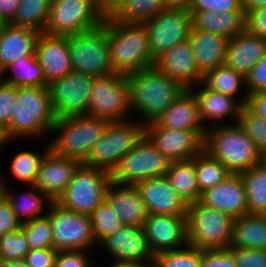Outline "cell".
<instances>
[{
	"label": "cell",
	"mask_w": 266,
	"mask_h": 267,
	"mask_svg": "<svg viewBox=\"0 0 266 267\" xmlns=\"http://www.w3.org/2000/svg\"><path fill=\"white\" fill-rule=\"evenodd\" d=\"M129 108L143 117L144 125L165 112L185 88L155 65L127 75Z\"/></svg>",
	"instance_id": "1"
},
{
	"label": "cell",
	"mask_w": 266,
	"mask_h": 267,
	"mask_svg": "<svg viewBox=\"0 0 266 267\" xmlns=\"http://www.w3.org/2000/svg\"><path fill=\"white\" fill-rule=\"evenodd\" d=\"M110 64L114 73L129 75L155 65L149 53L145 24L117 21L106 15Z\"/></svg>",
	"instance_id": "2"
},
{
	"label": "cell",
	"mask_w": 266,
	"mask_h": 267,
	"mask_svg": "<svg viewBox=\"0 0 266 267\" xmlns=\"http://www.w3.org/2000/svg\"><path fill=\"white\" fill-rule=\"evenodd\" d=\"M207 127L203 150L219 160L232 174L261 163V151L238 123Z\"/></svg>",
	"instance_id": "3"
},
{
	"label": "cell",
	"mask_w": 266,
	"mask_h": 267,
	"mask_svg": "<svg viewBox=\"0 0 266 267\" xmlns=\"http://www.w3.org/2000/svg\"><path fill=\"white\" fill-rule=\"evenodd\" d=\"M56 117L47 87H17V102L7 127V141L17 137H40L51 133Z\"/></svg>",
	"instance_id": "4"
},
{
	"label": "cell",
	"mask_w": 266,
	"mask_h": 267,
	"mask_svg": "<svg viewBox=\"0 0 266 267\" xmlns=\"http://www.w3.org/2000/svg\"><path fill=\"white\" fill-rule=\"evenodd\" d=\"M108 123L86 115L58 118L50 133L55 135L49 143L50 150L56 155L83 163Z\"/></svg>",
	"instance_id": "5"
},
{
	"label": "cell",
	"mask_w": 266,
	"mask_h": 267,
	"mask_svg": "<svg viewBox=\"0 0 266 267\" xmlns=\"http://www.w3.org/2000/svg\"><path fill=\"white\" fill-rule=\"evenodd\" d=\"M235 218L206 206L200 200L188 204L187 245L200 250L229 248Z\"/></svg>",
	"instance_id": "6"
},
{
	"label": "cell",
	"mask_w": 266,
	"mask_h": 267,
	"mask_svg": "<svg viewBox=\"0 0 266 267\" xmlns=\"http://www.w3.org/2000/svg\"><path fill=\"white\" fill-rule=\"evenodd\" d=\"M144 134L145 125L142 121L129 119L109 122L102 137L94 144L82 164L112 174L123 156L136 145Z\"/></svg>",
	"instance_id": "7"
},
{
	"label": "cell",
	"mask_w": 266,
	"mask_h": 267,
	"mask_svg": "<svg viewBox=\"0 0 266 267\" xmlns=\"http://www.w3.org/2000/svg\"><path fill=\"white\" fill-rule=\"evenodd\" d=\"M101 0H52L45 34L68 36L99 27L106 17Z\"/></svg>",
	"instance_id": "8"
},
{
	"label": "cell",
	"mask_w": 266,
	"mask_h": 267,
	"mask_svg": "<svg viewBox=\"0 0 266 267\" xmlns=\"http://www.w3.org/2000/svg\"><path fill=\"white\" fill-rule=\"evenodd\" d=\"M72 71L93 78L113 73L110 64L108 26L103 23L97 28L67 36Z\"/></svg>",
	"instance_id": "9"
},
{
	"label": "cell",
	"mask_w": 266,
	"mask_h": 267,
	"mask_svg": "<svg viewBox=\"0 0 266 267\" xmlns=\"http://www.w3.org/2000/svg\"><path fill=\"white\" fill-rule=\"evenodd\" d=\"M111 181L110 173L81 163L56 202L64 208L89 216L105 200Z\"/></svg>",
	"instance_id": "10"
},
{
	"label": "cell",
	"mask_w": 266,
	"mask_h": 267,
	"mask_svg": "<svg viewBox=\"0 0 266 267\" xmlns=\"http://www.w3.org/2000/svg\"><path fill=\"white\" fill-rule=\"evenodd\" d=\"M170 160L144 134L112 172V182L135 186L146 179L166 176Z\"/></svg>",
	"instance_id": "11"
},
{
	"label": "cell",
	"mask_w": 266,
	"mask_h": 267,
	"mask_svg": "<svg viewBox=\"0 0 266 267\" xmlns=\"http://www.w3.org/2000/svg\"><path fill=\"white\" fill-rule=\"evenodd\" d=\"M129 114V84L127 76L113 72L94 78L89 110L86 116L103 119L108 122H119L128 120Z\"/></svg>",
	"instance_id": "12"
},
{
	"label": "cell",
	"mask_w": 266,
	"mask_h": 267,
	"mask_svg": "<svg viewBox=\"0 0 266 267\" xmlns=\"http://www.w3.org/2000/svg\"><path fill=\"white\" fill-rule=\"evenodd\" d=\"M47 215L51 221L53 248L57 251H89L98 245L88 215L64 208L56 201L47 206Z\"/></svg>",
	"instance_id": "13"
},
{
	"label": "cell",
	"mask_w": 266,
	"mask_h": 267,
	"mask_svg": "<svg viewBox=\"0 0 266 267\" xmlns=\"http://www.w3.org/2000/svg\"><path fill=\"white\" fill-rule=\"evenodd\" d=\"M144 24L154 62L174 45L187 41L193 26L192 15L184 8H165Z\"/></svg>",
	"instance_id": "14"
},
{
	"label": "cell",
	"mask_w": 266,
	"mask_h": 267,
	"mask_svg": "<svg viewBox=\"0 0 266 267\" xmlns=\"http://www.w3.org/2000/svg\"><path fill=\"white\" fill-rule=\"evenodd\" d=\"M94 78L71 71L47 85L50 104L56 119L87 115Z\"/></svg>",
	"instance_id": "15"
},
{
	"label": "cell",
	"mask_w": 266,
	"mask_h": 267,
	"mask_svg": "<svg viewBox=\"0 0 266 267\" xmlns=\"http://www.w3.org/2000/svg\"><path fill=\"white\" fill-rule=\"evenodd\" d=\"M145 135L170 161L197 156L204 145V137L193 130L159 127L154 121L145 124Z\"/></svg>",
	"instance_id": "16"
},
{
	"label": "cell",
	"mask_w": 266,
	"mask_h": 267,
	"mask_svg": "<svg viewBox=\"0 0 266 267\" xmlns=\"http://www.w3.org/2000/svg\"><path fill=\"white\" fill-rule=\"evenodd\" d=\"M143 229L154 255L187 245V215H148Z\"/></svg>",
	"instance_id": "17"
},
{
	"label": "cell",
	"mask_w": 266,
	"mask_h": 267,
	"mask_svg": "<svg viewBox=\"0 0 266 267\" xmlns=\"http://www.w3.org/2000/svg\"><path fill=\"white\" fill-rule=\"evenodd\" d=\"M99 245L115 257V262H143L153 265L154 254L150 250L143 227L123 225Z\"/></svg>",
	"instance_id": "18"
},
{
	"label": "cell",
	"mask_w": 266,
	"mask_h": 267,
	"mask_svg": "<svg viewBox=\"0 0 266 267\" xmlns=\"http://www.w3.org/2000/svg\"><path fill=\"white\" fill-rule=\"evenodd\" d=\"M135 186L148 215H187L188 204L172 188L166 176L146 179Z\"/></svg>",
	"instance_id": "19"
},
{
	"label": "cell",
	"mask_w": 266,
	"mask_h": 267,
	"mask_svg": "<svg viewBox=\"0 0 266 267\" xmlns=\"http://www.w3.org/2000/svg\"><path fill=\"white\" fill-rule=\"evenodd\" d=\"M35 56L47 84L62 79L72 71L67 36H54L42 32L36 43Z\"/></svg>",
	"instance_id": "20"
},
{
	"label": "cell",
	"mask_w": 266,
	"mask_h": 267,
	"mask_svg": "<svg viewBox=\"0 0 266 267\" xmlns=\"http://www.w3.org/2000/svg\"><path fill=\"white\" fill-rule=\"evenodd\" d=\"M155 66L185 89H191L203 80L189 39L167 50L155 61Z\"/></svg>",
	"instance_id": "21"
},
{
	"label": "cell",
	"mask_w": 266,
	"mask_h": 267,
	"mask_svg": "<svg viewBox=\"0 0 266 267\" xmlns=\"http://www.w3.org/2000/svg\"><path fill=\"white\" fill-rule=\"evenodd\" d=\"M80 164L76 159L62 157L49 150L41 161L34 186L56 201Z\"/></svg>",
	"instance_id": "22"
},
{
	"label": "cell",
	"mask_w": 266,
	"mask_h": 267,
	"mask_svg": "<svg viewBox=\"0 0 266 267\" xmlns=\"http://www.w3.org/2000/svg\"><path fill=\"white\" fill-rule=\"evenodd\" d=\"M200 201L233 218L248 214L246 190L240 174H231L221 183L205 190Z\"/></svg>",
	"instance_id": "23"
},
{
	"label": "cell",
	"mask_w": 266,
	"mask_h": 267,
	"mask_svg": "<svg viewBox=\"0 0 266 267\" xmlns=\"http://www.w3.org/2000/svg\"><path fill=\"white\" fill-rule=\"evenodd\" d=\"M266 54V40L246 29L228 40L225 63L245 78Z\"/></svg>",
	"instance_id": "24"
},
{
	"label": "cell",
	"mask_w": 266,
	"mask_h": 267,
	"mask_svg": "<svg viewBox=\"0 0 266 267\" xmlns=\"http://www.w3.org/2000/svg\"><path fill=\"white\" fill-rule=\"evenodd\" d=\"M105 200L115 209L123 225L143 227L148 213L136 186L119 185L111 181Z\"/></svg>",
	"instance_id": "25"
},
{
	"label": "cell",
	"mask_w": 266,
	"mask_h": 267,
	"mask_svg": "<svg viewBox=\"0 0 266 267\" xmlns=\"http://www.w3.org/2000/svg\"><path fill=\"white\" fill-rule=\"evenodd\" d=\"M154 122L159 127L198 131L203 137L207 131L200 119L195 95L189 89H185Z\"/></svg>",
	"instance_id": "26"
},
{
	"label": "cell",
	"mask_w": 266,
	"mask_h": 267,
	"mask_svg": "<svg viewBox=\"0 0 266 267\" xmlns=\"http://www.w3.org/2000/svg\"><path fill=\"white\" fill-rule=\"evenodd\" d=\"M40 34L34 29L5 24L0 30V71L20 57L35 55Z\"/></svg>",
	"instance_id": "27"
},
{
	"label": "cell",
	"mask_w": 266,
	"mask_h": 267,
	"mask_svg": "<svg viewBox=\"0 0 266 267\" xmlns=\"http://www.w3.org/2000/svg\"><path fill=\"white\" fill-rule=\"evenodd\" d=\"M199 84L189 90L195 95L200 119L204 126L207 127L205 125L206 120H210V123L211 121H216V123L221 121L217 124H225L224 121H226V118L229 119V117H235L234 124L237 123L242 105L233 97L215 92L207 88L202 82ZM196 87H199V89L195 90Z\"/></svg>",
	"instance_id": "28"
},
{
	"label": "cell",
	"mask_w": 266,
	"mask_h": 267,
	"mask_svg": "<svg viewBox=\"0 0 266 267\" xmlns=\"http://www.w3.org/2000/svg\"><path fill=\"white\" fill-rule=\"evenodd\" d=\"M228 40L222 35L195 29L192 26L189 41L197 68L203 76L225 63Z\"/></svg>",
	"instance_id": "29"
},
{
	"label": "cell",
	"mask_w": 266,
	"mask_h": 267,
	"mask_svg": "<svg viewBox=\"0 0 266 267\" xmlns=\"http://www.w3.org/2000/svg\"><path fill=\"white\" fill-rule=\"evenodd\" d=\"M195 29L219 34L227 39L245 30L244 12L189 11Z\"/></svg>",
	"instance_id": "30"
},
{
	"label": "cell",
	"mask_w": 266,
	"mask_h": 267,
	"mask_svg": "<svg viewBox=\"0 0 266 267\" xmlns=\"http://www.w3.org/2000/svg\"><path fill=\"white\" fill-rule=\"evenodd\" d=\"M231 246L266 250V215L246 214L235 218Z\"/></svg>",
	"instance_id": "31"
},
{
	"label": "cell",
	"mask_w": 266,
	"mask_h": 267,
	"mask_svg": "<svg viewBox=\"0 0 266 267\" xmlns=\"http://www.w3.org/2000/svg\"><path fill=\"white\" fill-rule=\"evenodd\" d=\"M166 177L172 188L187 204L200 200L201 193L197 185L195 157L171 161Z\"/></svg>",
	"instance_id": "32"
},
{
	"label": "cell",
	"mask_w": 266,
	"mask_h": 267,
	"mask_svg": "<svg viewBox=\"0 0 266 267\" xmlns=\"http://www.w3.org/2000/svg\"><path fill=\"white\" fill-rule=\"evenodd\" d=\"M4 184L5 198L11 204L12 210L22 224L47 215L44 204L49 206L53 200L38 190L34 185L27 186L31 188L30 191L21 193L18 196L6 187V182ZM43 211H46V213Z\"/></svg>",
	"instance_id": "33"
},
{
	"label": "cell",
	"mask_w": 266,
	"mask_h": 267,
	"mask_svg": "<svg viewBox=\"0 0 266 267\" xmlns=\"http://www.w3.org/2000/svg\"><path fill=\"white\" fill-rule=\"evenodd\" d=\"M202 83L215 92L235 98L242 106L247 102L248 93L246 90H243L242 98L240 100L238 98L241 89L246 88V78L226 64L219 65L207 72L203 76Z\"/></svg>",
	"instance_id": "34"
},
{
	"label": "cell",
	"mask_w": 266,
	"mask_h": 267,
	"mask_svg": "<svg viewBox=\"0 0 266 267\" xmlns=\"http://www.w3.org/2000/svg\"><path fill=\"white\" fill-rule=\"evenodd\" d=\"M12 72L5 80L7 72ZM3 82L15 87H47L42 68L35 55L20 57L2 72Z\"/></svg>",
	"instance_id": "35"
},
{
	"label": "cell",
	"mask_w": 266,
	"mask_h": 267,
	"mask_svg": "<svg viewBox=\"0 0 266 267\" xmlns=\"http://www.w3.org/2000/svg\"><path fill=\"white\" fill-rule=\"evenodd\" d=\"M165 8L164 0H122L109 14L120 22L143 24Z\"/></svg>",
	"instance_id": "36"
},
{
	"label": "cell",
	"mask_w": 266,
	"mask_h": 267,
	"mask_svg": "<svg viewBox=\"0 0 266 267\" xmlns=\"http://www.w3.org/2000/svg\"><path fill=\"white\" fill-rule=\"evenodd\" d=\"M240 176L245 185L248 214L266 215V166L260 163Z\"/></svg>",
	"instance_id": "37"
},
{
	"label": "cell",
	"mask_w": 266,
	"mask_h": 267,
	"mask_svg": "<svg viewBox=\"0 0 266 267\" xmlns=\"http://www.w3.org/2000/svg\"><path fill=\"white\" fill-rule=\"evenodd\" d=\"M52 0H21L14 20V26L44 32L47 25Z\"/></svg>",
	"instance_id": "38"
},
{
	"label": "cell",
	"mask_w": 266,
	"mask_h": 267,
	"mask_svg": "<svg viewBox=\"0 0 266 267\" xmlns=\"http://www.w3.org/2000/svg\"><path fill=\"white\" fill-rule=\"evenodd\" d=\"M195 172L200 193L221 183L232 174L219 160L204 150L195 156Z\"/></svg>",
	"instance_id": "39"
},
{
	"label": "cell",
	"mask_w": 266,
	"mask_h": 267,
	"mask_svg": "<svg viewBox=\"0 0 266 267\" xmlns=\"http://www.w3.org/2000/svg\"><path fill=\"white\" fill-rule=\"evenodd\" d=\"M49 150L50 146L48 144L47 147L42 150V153L31 150H22L16 153L9 167L12 176L17 181L26 184V186L34 185L41 161Z\"/></svg>",
	"instance_id": "40"
},
{
	"label": "cell",
	"mask_w": 266,
	"mask_h": 267,
	"mask_svg": "<svg viewBox=\"0 0 266 267\" xmlns=\"http://www.w3.org/2000/svg\"><path fill=\"white\" fill-rule=\"evenodd\" d=\"M89 217L92 224V234L98 246L106 237L123 226L115 209L106 200L100 203Z\"/></svg>",
	"instance_id": "41"
},
{
	"label": "cell",
	"mask_w": 266,
	"mask_h": 267,
	"mask_svg": "<svg viewBox=\"0 0 266 267\" xmlns=\"http://www.w3.org/2000/svg\"><path fill=\"white\" fill-rule=\"evenodd\" d=\"M152 267H201V250L191 245L154 255Z\"/></svg>",
	"instance_id": "42"
},
{
	"label": "cell",
	"mask_w": 266,
	"mask_h": 267,
	"mask_svg": "<svg viewBox=\"0 0 266 267\" xmlns=\"http://www.w3.org/2000/svg\"><path fill=\"white\" fill-rule=\"evenodd\" d=\"M29 250L53 247L51 221L48 215L28 221L21 226Z\"/></svg>",
	"instance_id": "43"
},
{
	"label": "cell",
	"mask_w": 266,
	"mask_h": 267,
	"mask_svg": "<svg viewBox=\"0 0 266 267\" xmlns=\"http://www.w3.org/2000/svg\"><path fill=\"white\" fill-rule=\"evenodd\" d=\"M28 252L27 238L21 229L0 235V260H24Z\"/></svg>",
	"instance_id": "44"
},
{
	"label": "cell",
	"mask_w": 266,
	"mask_h": 267,
	"mask_svg": "<svg viewBox=\"0 0 266 267\" xmlns=\"http://www.w3.org/2000/svg\"><path fill=\"white\" fill-rule=\"evenodd\" d=\"M237 123L263 152L266 149V119L252 113L243 105Z\"/></svg>",
	"instance_id": "45"
},
{
	"label": "cell",
	"mask_w": 266,
	"mask_h": 267,
	"mask_svg": "<svg viewBox=\"0 0 266 267\" xmlns=\"http://www.w3.org/2000/svg\"><path fill=\"white\" fill-rule=\"evenodd\" d=\"M17 102V87L0 82V128L4 130L11 120L15 103Z\"/></svg>",
	"instance_id": "46"
},
{
	"label": "cell",
	"mask_w": 266,
	"mask_h": 267,
	"mask_svg": "<svg viewBox=\"0 0 266 267\" xmlns=\"http://www.w3.org/2000/svg\"><path fill=\"white\" fill-rule=\"evenodd\" d=\"M189 11L244 12L242 0H193Z\"/></svg>",
	"instance_id": "47"
},
{
	"label": "cell",
	"mask_w": 266,
	"mask_h": 267,
	"mask_svg": "<svg viewBox=\"0 0 266 267\" xmlns=\"http://www.w3.org/2000/svg\"><path fill=\"white\" fill-rule=\"evenodd\" d=\"M235 258L237 267H266V250L228 248Z\"/></svg>",
	"instance_id": "48"
},
{
	"label": "cell",
	"mask_w": 266,
	"mask_h": 267,
	"mask_svg": "<svg viewBox=\"0 0 266 267\" xmlns=\"http://www.w3.org/2000/svg\"><path fill=\"white\" fill-rule=\"evenodd\" d=\"M201 267H237L228 249L201 250Z\"/></svg>",
	"instance_id": "49"
},
{
	"label": "cell",
	"mask_w": 266,
	"mask_h": 267,
	"mask_svg": "<svg viewBox=\"0 0 266 267\" xmlns=\"http://www.w3.org/2000/svg\"><path fill=\"white\" fill-rule=\"evenodd\" d=\"M89 251L67 250L58 251L54 267H91L92 259L88 256ZM87 254V255H86ZM93 267V266H92Z\"/></svg>",
	"instance_id": "50"
},
{
	"label": "cell",
	"mask_w": 266,
	"mask_h": 267,
	"mask_svg": "<svg viewBox=\"0 0 266 267\" xmlns=\"http://www.w3.org/2000/svg\"><path fill=\"white\" fill-rule=\"evenodd\" d=\"M245 90L248 94L257 91H266V54L247 75Z\"/></svg>",
	"instance_id": "51"
},
{
	"label": "cell",
	"mask_w": 266,
	"mask_h": 267,
	"mask_svg": "<svg viewBox=\"0 0 266 267\" xmlns=\"http://www.w3.org/2000/svg\"><path fill=\"white\" fill-rule=\"evenodd\" d=\"M245 17V29L266 40V6L248 12Z\"/></svg>",
	"instance_id": "52"
},
{
	"label": "cell",
	"mask_w": 266,
	"mask_h": 267,
	"mask_svg": "<svg viewBox=\"0 0 266 267\" xmlns=\"http://www.w3.org/2000/svg\"><path fill=\"white\" fill-rule=\"evenodd\" d=\"M57 253L53 247L29 250L24 260L28 267H54Z\"/></svg>",
	"instance_id": "53"
},
{
	"label": "cell",
	"mask_w": 266,
	"mask_h": 267,
	"mask_svg": "<svg viewBox=\"0 0 266 267\" xmlns=\"http://www.w3.org/2000/svg\"><path fill=\"white\" fill-rule=\"evenodd\" d=\"M22 223L18 220L11 204L4 197L0 201V235L6 232L21 229Z\"/></svg>",
	"instance_id": "54"
},
{
	"label": "cell",
	"mask_w": 266,
	"mask_h": 267,
	"mask_svg": "<svg viewBox=\"0 0 266 267\" xmlns=\"http://www.w3.org/2000/svg\"><path fill=\"white\" fill-rule=\"evenodd\" d=\"M245 106L254 114L266 119V91L248 94Z\"/></svg>",
	"instance_id": "55"
},
{
	"label": "cell",
	"mask_w": 266,
	"mask_h": 267,
	"mask_svg": "<svg viewBox=\"0 0 266 267\" xmlns=\"http://www.w3.org/2000/svg\"><path fill=\"white\" fill-rule=\"evenodd\" d=\"M21 0H0V18L10 24L15 16Z\"/></svg>",
	"instance_id": "56"
},
{
	"label": "cell",
	"mask_w": 266,
	"mask_h": 267,
	"mask_svg": "<svg viewBox=\"0 0 266 267\" xmlns=\"http://www.w3.org/2000/svg\"><path fill=\"white\" fill-rule=\"evenodd\" d=\"M266 6V0H242V9L245 15L252 10Z\"/></svg>",
	"instance_id": "57"
},
{
	"label": "cell",
	"mask_w": 266,
	"mask_h": 267,
	"mask_svg": "<svg viewBox=\"0 0 266 267\" xmlns=\"http://www.w3.org/2000/svg\"><path fill=\"white\" fill-rule=\"evenodd\" d=\"M193 0H164L166 8L189 9Z\"/></svg>",
	"instance_id": "58"
},
{
	"label": "cell",
	"mask_w": 266,
	"mask_h": 267,
	"mask_svg": "<svg viewBox=\"0 0 266 267\" xmlns=\"http://www.w3.org/2000/svg\"><path fill=\"white\" fill-rule=\"evenodd\" d=\"M113 264H109L110 267H152L149 263L143 262H112Z\"/></svg>",
	"instance_id": "59"
},
{
	"label": "cell",
	"mask_w": 266,
	"mask_h": 267,
	"mask_svg": "<svg viewBox=\"0 0 266 267\" xmlns=\"http://www.w3.org/2000/svg\"><path fill=\"white\" fill-rule=\"evenodd\" d=\"M0 267H28L25 260H0Z\"/></svg>",
	"instance_id": "60"
},
{
	"label": "cell",
	"mask_w": 266,
	"mask_h": 267,
	"mask_svg": "<svg viewBox=\"0 0 266 267\" xmlns=\"http://www.w3.org/2000/svg\"><path fill=\"white\" fill-rule=\"evenodd\" d=\"M108 15L122 0H101Z\"/></svg>",
	"instance_id": "61"
},
{
	"label": "cell",
	"mask_w": 266,
	"mask_h": 267,
	"mask_svg": "<svg viewBox=\"0 0 266 267\" xmlns=\"http://www.w3.org/2000/svg\"><path fill=\"white\" fill-rule=\"evenodd\" d=\"M4 179L1 177L0 174V201L5 197V184H4Z\"/></svg>",
	"instance_id": "62"
},
{
	"label": "cell",
	"mask_w": 266,
	"mask_h": 267,
	"mask_svg": "<svg viewBox=\"0 0 266 267\" xmlns=\"http://www.w3.org/2000/svg\"><path fill=\"white\" fill-rule=\"evenodd\" d=\"M8 141L5 138L4 131L0 128V149L4 146Z\"/></svg>",
	"instance_id": "63"
},
{
	"label": "cell",
	"mask_w": 266,
	"mask_h": 267,
	"mask_svg": "<svg viewBox=\"0 0 266 267\" xmlns=\"http://www.w3.org/2000/svg\"><path fill=\"white\" fill-rule=\"evenodd\" d=\"M261 163L266 166V149L261 152Z\"/></svg>",
	"instance_id": "64"
},
{
	"label": "cell",
	"mask_w": 266,
	"mask_h": 267,
	"mask_svg": "<svg viewBox=\"0 0 266 267\" xmlns=\"http://www.w3.org/2000/svg\"><path fill=\"white\" fill-rule=\"evenodd\" d=\"M5 25V22L0 18V30L3 28Z\"/></svg>",
	"instance_id": "65"
},
{
	"label": "cell",
	"mask_w": 266,
	"mask_h": 267,
	"mask_svg": "<svg viewBox=\"0 0 266 267\" xmlns=\"http://www.w3.org/2000/svg\"><path fill=\"white\" fill-rule=\"evenodd\" d=\"M2 81V72L0 71V82Z\"/></svg>",
	"instance_id": "66"
}]
</instances>
